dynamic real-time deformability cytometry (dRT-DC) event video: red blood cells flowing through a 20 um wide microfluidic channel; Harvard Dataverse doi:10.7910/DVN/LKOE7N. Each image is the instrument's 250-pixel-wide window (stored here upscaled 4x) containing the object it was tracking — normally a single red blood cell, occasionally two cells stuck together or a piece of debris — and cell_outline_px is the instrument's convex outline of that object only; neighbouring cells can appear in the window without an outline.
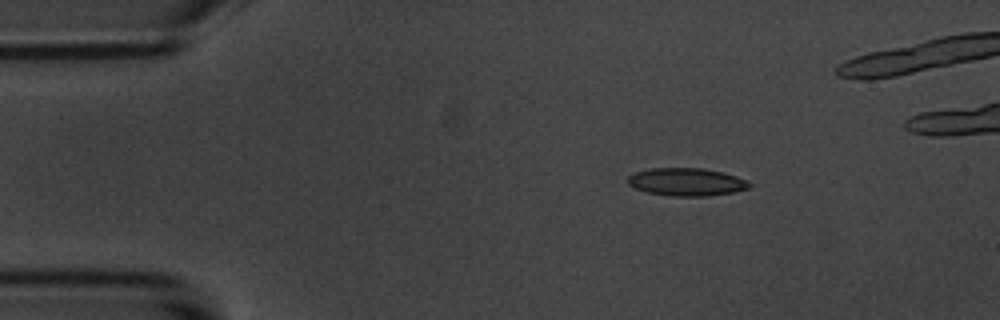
{"species": "common noctule bat (a hibernating species)", "species_latin": "Nyctalus noctula", "temperature_condition": "room temperature", "stored_images_in_passage": 42, "camera_frame_rate_fps": 3000, "um_per_image_px": 0.085, "animal": {"sex": "male", "body_mass_g": 20.1, "forearm_length_mm": 53.5}, "frame": {"image": 1, "passage_image": 1, "time_ms": 0.0, "image_size_px": [1000, 320], "cell_outline_px": [[752, 184], [748, 188], [732, 192], [704, 196], [672, 196], [648, 192], [636, 188], [628, 184], [628, 176], [636, 172], [648, 168], [704, 168], [724, 172], [736, 176]], "centroid_in_image_um": [58.34, 15.45], "position_along_channel_um": 26.7, "area_um2": 19.54}}
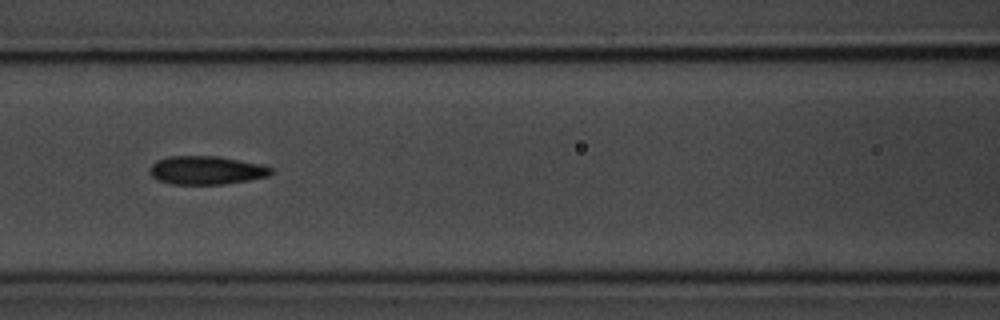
{"frame": {"image": 2, "passage_image": 16, "time_ms": 5.0, "image_size_px": [1000, 320], "cell_outline_px": [[276, 172], [268, 176], [248, 180], [224, 184], [172, 184], [156, 180], [148, 172], [148, 168], [156, 160], [168, 156], [220, 156], [264, 164], [272, 168]], "centroid_in_image_um": [17.55, 14.46], "position_along_channel_um": 149.1, "area_um2": 20.52}}
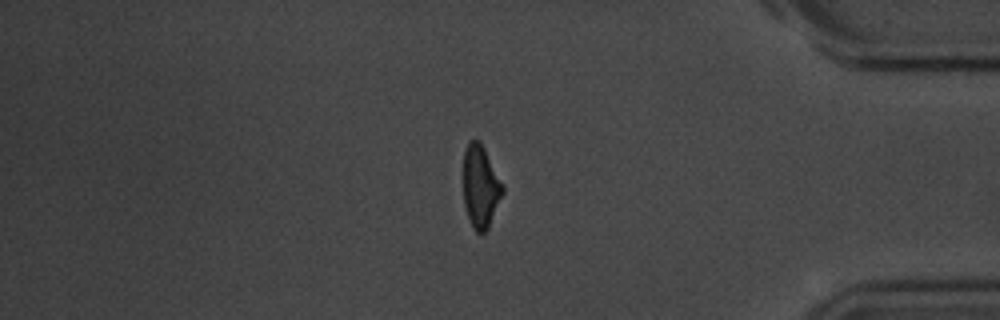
{"frame": {"image": 3, "passage_image": 39, "time_ms": 12.667, "image_size_px": [1000, 320], "cell_outline_px": [[504, 192], [488, 228], [484, 232], [476, 232], [472, 228], [464, 204], [464, 148], [468, 140], [480, 140], [504, 188]], "centroid_in_image_um": [40.83, 15.85], "position_along_channel_um": 394.4, "area_um2": 18.73}}